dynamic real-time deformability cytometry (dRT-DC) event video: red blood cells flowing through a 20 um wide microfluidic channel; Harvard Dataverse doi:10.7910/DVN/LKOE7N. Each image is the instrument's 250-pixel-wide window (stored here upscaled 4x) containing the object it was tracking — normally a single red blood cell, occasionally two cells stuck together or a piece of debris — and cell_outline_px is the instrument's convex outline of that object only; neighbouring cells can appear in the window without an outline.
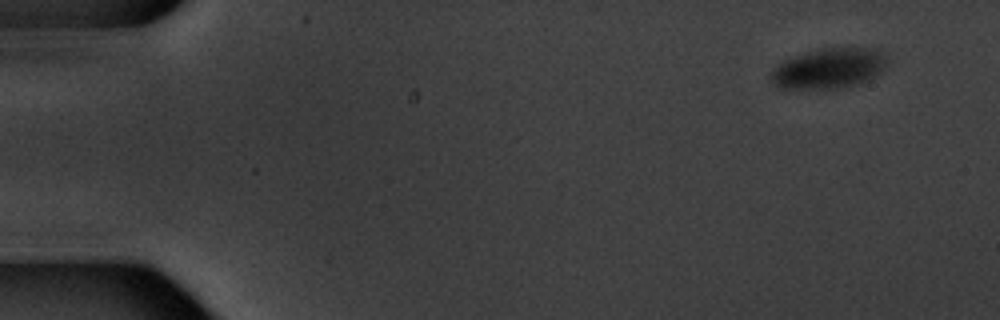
{"species": "common noctule bat (a hibernating species)", "species_latin": "Nyctalus noctula", "temperature_condition": "warm", "stored_images_in_passage": 4, "camera_frame_rate_fps": 3000, "um_per_image_px": 0.085, "animal": {"sex": "male", "body_mass_g": 20.1, "forearm_length_mm": 53.5}, "frame": {"image": 1, "passage_image": 1, "time_ms": 0.0, "image_size_px": [1000, 320], "cell_outline_px": [[888, 64], [876, 76], [868, 80], [856, 84], [840, 88], [780, 88], [772, 80], [772, 72], [784, 60], [820, 48], [868, 48], [888, 52]], "centroid_in_image_um": [70.57, 5.79], "position_along_channel_um": 14.4, "area_um2": 26.99}}
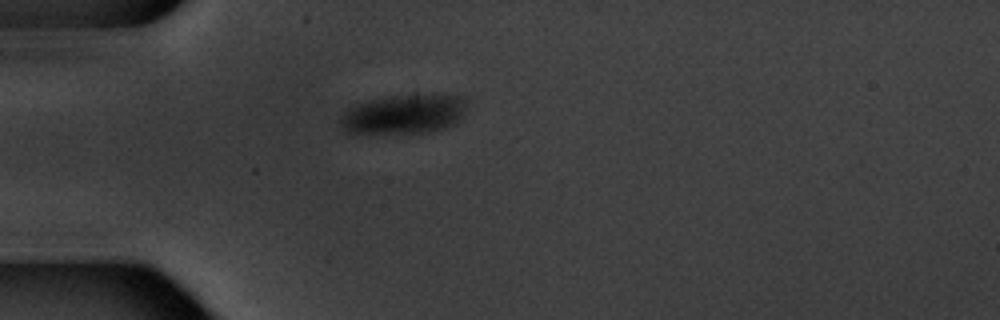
{"frame": {"image": 2, "passage_image": 4, "time_ms": 4.333, "image_size_px": [1000, 320], "cell_outline_px": [[468, 108], [464, 116], [456, 124], [444, 128], [428, 132], [344, 132], [340, 120], [340, 116], [348, 108], [356, 104], [368, 100], [384, 96], [428, 92], [432, 92], [464, 96]], "centroid_in_image_um": [34.44, 9.63], "position_along_channel_um": 50.6, "area_um2": 29.88}}